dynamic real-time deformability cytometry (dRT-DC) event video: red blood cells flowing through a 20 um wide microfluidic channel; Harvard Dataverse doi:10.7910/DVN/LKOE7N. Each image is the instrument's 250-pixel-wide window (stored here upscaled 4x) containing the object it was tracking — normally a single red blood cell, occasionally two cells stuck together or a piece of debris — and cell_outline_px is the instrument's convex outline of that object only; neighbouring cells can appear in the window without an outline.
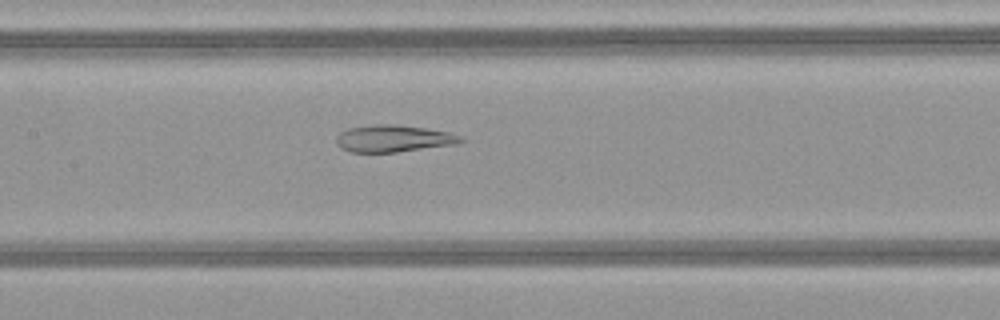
{"species": "common noctule bat (a hibernating species)", "species_latin": "Nyctalus noctula", "temperature_condition": "warm", "stored_images_in_passage": 49, "camera_frame_rate_fps": 3000, "um_per_image_px": 0.085, "animal": {"sex": "female", "body_mass_g": 21.9}, "frame": {"image": 1, "passage_image": 24, "time_ms": 7.667, "image_size_px": [1000, 320], "cell_outline_px": [[464, 140], [456, 144], [396, 152], [352, 152], [340, 148], [336, 144], [336, 136], [340, 132], [348, 128], [372, 124], [392, 124], [424, 128], [448, 132], [464, 136]], "centroid_in_image_um": [33.42, 11.77], "position_along_channel_um": 174.0, "area_um2": 19.59}}
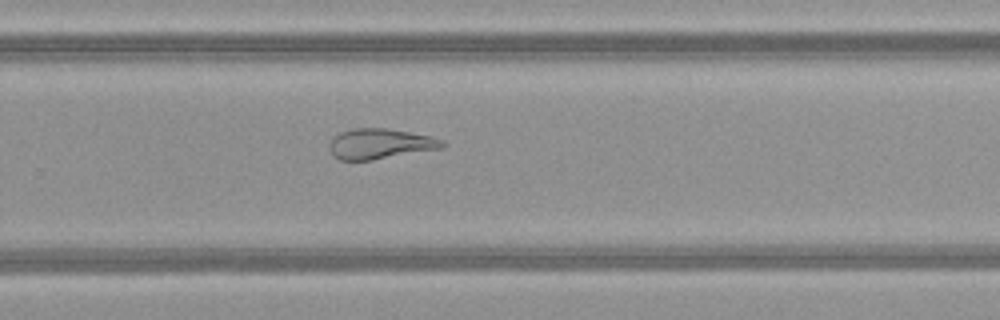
{"frame": {"image": 2, "passage_image": 33, "time_ms": 10.667, "image_size_px": [1000, 320], "cell_outline_px": [[448, 144], [444, 148], [372, 160], [340, 160], [332, 156], [328, 148], [328, 144], [332, 136], [340, 132], [352, 128], [388, 128], [428, 136], [444, 140]], "centroid_in_image_um": [32.28, 12.23], "position_along_channel_um": 297.5, "area_um2": 20.29}}
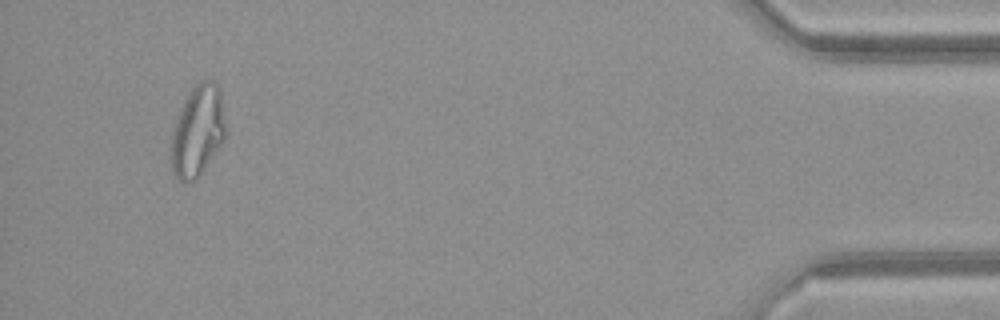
{"frame": {"image": 3, "passage_image": 47, "time_ms": 15.333, "image_size_px": [1000, 320], "cell_outline_px": [[228, 132], [224, 140], [200, 176], [196, 180], [184, 184], [172, 172], [168, 156], [168, 148], [172, 128], [180, 108], [188, 92], [200, 80], [212, 80], [220, 88]], "centroid_in_image_um": [16.77, 11.17], "position_along_channel_um": 418.4, "area_um2": 30.23}, "authors_computed_cell_mechanics": {"area_um2": 26.2412, "velocity_mm_per_s": 4.1318, "shape_relaxation_time_tau1_ms": null, "shape_relaxation_time_tau2_ms": 2.4225, "deformation_change_tau1": null, "deformation_change_tau2": 0.1032}}